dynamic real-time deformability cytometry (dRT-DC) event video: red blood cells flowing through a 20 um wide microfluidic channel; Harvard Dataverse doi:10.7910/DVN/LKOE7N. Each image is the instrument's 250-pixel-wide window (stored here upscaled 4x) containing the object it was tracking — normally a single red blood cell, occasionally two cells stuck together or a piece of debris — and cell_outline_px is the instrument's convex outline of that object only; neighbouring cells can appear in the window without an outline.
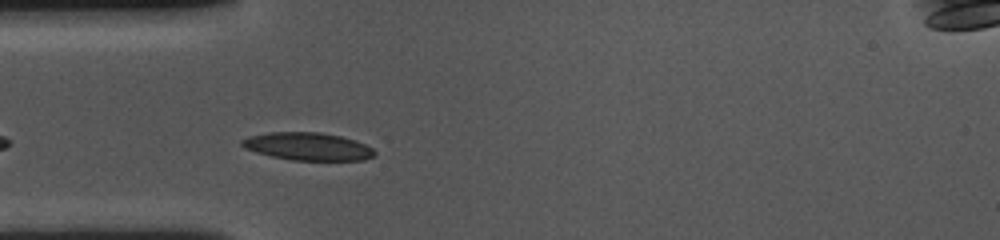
{"species": "common noctule bat (a hibernating species)", "species_latin": "Nyctalus noctula", "temperature_condition": "cold", "stored_images_in_passage": 33, "camera_frame_rate_fps": 3000, "um_per_image_px": 0.085, "animal": {"sex": "female", "body_mass_g": 10.0, "forearm_length_mm": 53.1}, "frame": {"image": 1, "passage_image": 4, "time_ms": 1.0, "image_size_px": [1000, 240], "cell_outline_px": [[376, 156], [364, 160], [292, 160], [272, 156], [256, 152], [244, 148], [240, 144], [240, 140], [248, 136], [268, 132], [320, 132], [340, 136], [356, 140], [372, 148], [376, 152]], "centroid_in_image_um": [26.16, 12.44], "position_along_channel_um": 58.8, "area_um2": 21.56}}
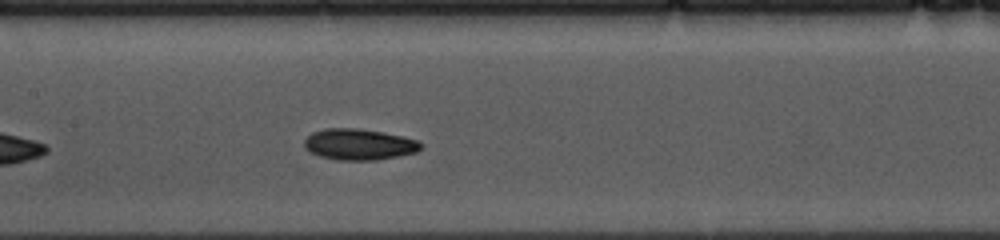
{"frame": {"image": 2, "passage_image": 14, "time_ms": 4.333, "image_size_px": [1000, 240], "cell_outline_px": [[424, 144], [416, 152], [376, 160], [336, 160], [320, 156], [308, 152], [304, 148], [304, 140], [312, 132], [324, 128], [356, 128], [384, 132], [404, 136], [420, 140]], "centroid_in_image_um": [30.51, 12.26], "position_along_channel_um": 176.9, "area_um2": 21.39}}
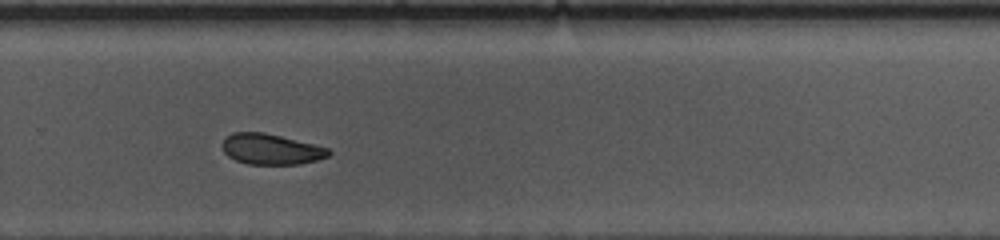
{"frame": {"image": 3, "passage_image": 25, "time_ms": 8.0, "image_size_px": [1000, 240], "cell_outline_px": [[332, 152], [328, 156], [316, 160], [300, 164], [248, 164], [236, 160], [228, 156], [224, 152], [220, 144], [232, 132], [264, 132], [328, 148]], "centroid_in_image_um": [23.0, 12.68], "position_along_channel_um": 306.8, "area_um2": 18.84}, "authors_computed_cell_mechanics": {"area_um2": 20.519, "velocity_mm_per_s": 3.5541, "shape_relaxation_time_tau1_ms": 2.9453, "shape_relaxation_time_tau2_ms": 5.5886, "deformation_change_tau1": 0.0853, "deformation_change_tau2": 0.0936}}